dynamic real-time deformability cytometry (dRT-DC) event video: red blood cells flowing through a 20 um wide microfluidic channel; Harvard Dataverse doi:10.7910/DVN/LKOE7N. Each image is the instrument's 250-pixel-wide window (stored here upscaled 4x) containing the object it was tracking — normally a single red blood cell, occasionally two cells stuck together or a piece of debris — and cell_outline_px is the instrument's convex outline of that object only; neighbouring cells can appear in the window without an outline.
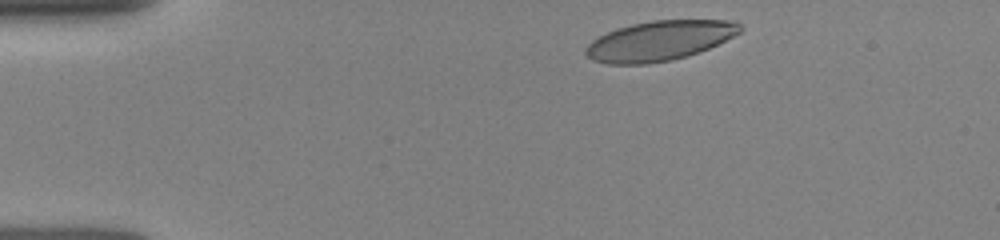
{"species": "human", "species_latin": "Homo sapiens", "temperature_condition": "room temperature", "stored_images_in_passage": 27, "camera_frame_rate_fps": 3000, "um_per_image_px": 0.085, "donor": {"sex": "female"}, "frame": {"image": 1, "passage_image": 1, "time_ms": 0.0, "image_size_px": [1000, 240], "cell_outline_px": [[744, 28], [740, 32], [700, 52], [688, 56], [672, 60], [648, 64], [608, 64], [592, 60], [584, 52], [584, 48], [592, 40], [616, 28], [632, 24], [652, 20], [728, 20], [740, 24]], "centroid_in_image_um": [56.03, 3.47], "position_along_channel_um": 29.0, "area_um2": 35.78}}
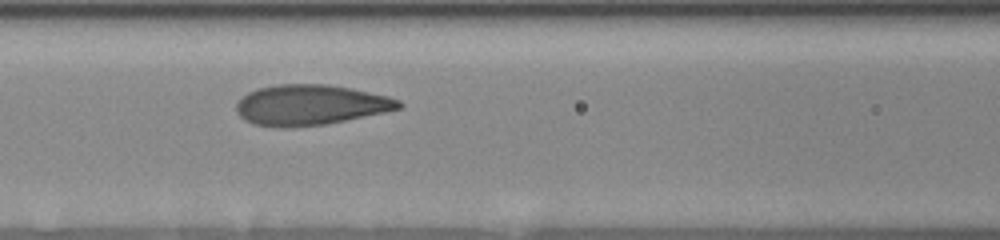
{"frame": {"image": 2, "passage_image": 17, "time_ms": 4.333, "image_size_px": [1000, 240], "cell_outline_px": [[404, 104], [400, 108], [384, 112], [324, 124], [288, 128], [280, 128], [252, 124], [244, 120], [236, 112], [236, 104], [248, 92], [256, 88], [276, 84], [328, 84], [352, 88], [388, 96], [400, 100]], "centroid_in_image_um": [26.35, 8.92], "position_along_channel_um": 140.2, "area_um2": 38.38}}
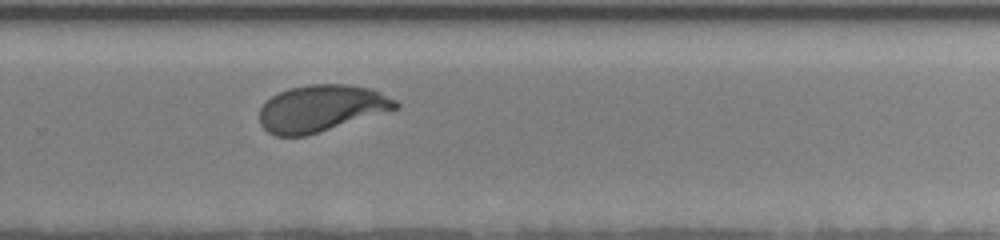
{"frame": {"image": 3, "passage_image": 27, "time_ms": 8.333, "image_size_px": [1000, 240], "cell_outline_px": [[400, 108], [304, 136], [276, 136], [268, 132], [260, 124], [260, 108], [272, 96], [288, 88], [308, 84], [344, 84], [372, 88], [396, 100], [400, 104]], "centroid_in_image_um": [27.31, 9.19], "position_along_channel_um": 302.5, "area_um2": 36.88}}